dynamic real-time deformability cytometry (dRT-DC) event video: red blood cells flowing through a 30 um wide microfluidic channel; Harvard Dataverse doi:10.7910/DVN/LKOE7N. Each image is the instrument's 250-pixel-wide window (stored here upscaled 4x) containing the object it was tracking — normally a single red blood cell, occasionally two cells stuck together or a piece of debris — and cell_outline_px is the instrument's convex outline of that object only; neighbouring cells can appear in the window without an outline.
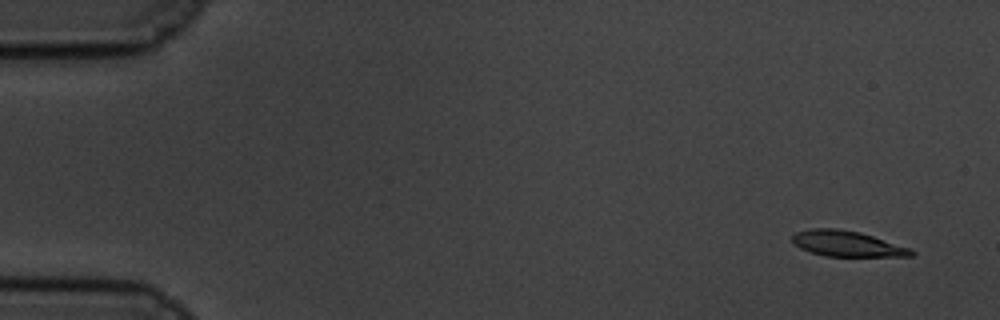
{"species": "common noctule bat (a hibernating species)", "species_latin": "Nyctalus noctula", "temperature_condition": "cold", "stored_images_in_passage": 57, "segment_of_instrument_passage": [1, 2], "camera_frame_rate_fps": 3000, "um_per_image_px": 0.085, "animal": {"sex": "male", "body_mass_g": 19.5, "forearm_length_mm": 54.6}, "frame": {"image": 1, "passage_image": 1, "time_ms": 0.0, "image_size_px": [1000, 320], "cell_outline_px": [[916, 256], [824, 256], [800, 248], [792, 240], [792, 236], [796, 232], [812, 228], [836, 228], [860, 232], [912, 248], [916, 252]], "centroid_in_image_um": [72.05, 20.71], "position_along_channel_um": 12.9, "area_um2": 17.8}}
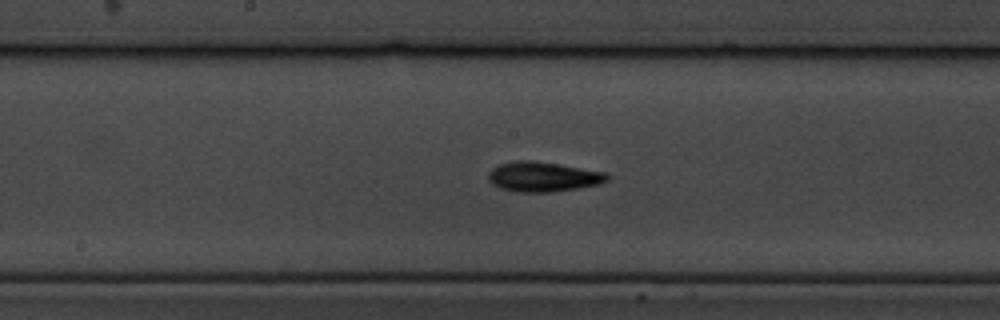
{"frame": {"image": 2, "passage_image": 28, "time_ms": 9.0, "image_size_px": [1000, 320], "cell_outline_px": [[612, 176], [608, 180], [600, 184], [552, 192], [516, 192], [500, 188], [492, 184], [488, 180], [488, 172], [492, 168], [500, 164], [516, 160], [532, 160], [604, 172]], "centroid_in_image_um": [46.13, 15.03], "position_along_channel_um": 202.1, "area_um2": 20.63}}
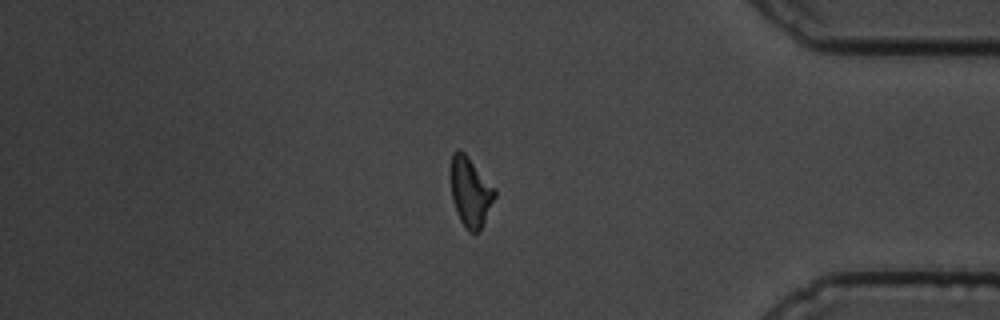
{"frame": {"image": 3, "passage_image": 47, "time_ms": 15.333, "image_size_px": [1000, 320], "cell_outline_px": [[496, 196], [480, 232], [468, 232], [460, 220], [456, 212], [452, 200], [452, 152], [456, 148], [460, 148], [468, 156], [496, 188]], "centroid_in_image_um": [40.01, 16.32], "position_along_channel_um": 395.2, "area_um2": 17.92}}